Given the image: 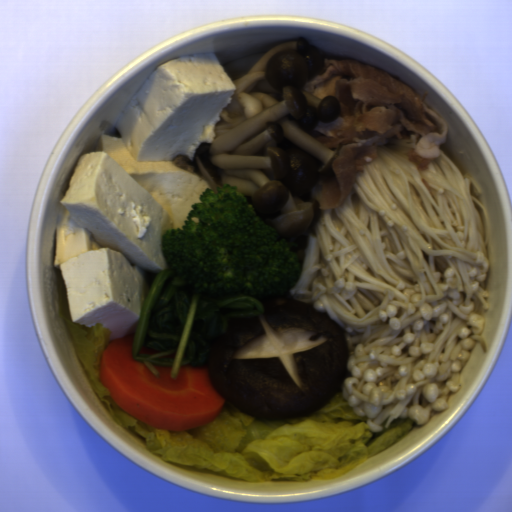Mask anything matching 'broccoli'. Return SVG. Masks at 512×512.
I'll return each mask as SVG.
<instances>
[{
  "mask_svg": "<svg viewBox=\"0 0 512 512\" xmlns=\"http://www.w3.org/2000/svg\"><path fill=\"white\" fill-rule=\"evenodd\" d=\"M182 228L160 237L163 262L196 290L271 299L299 282V252L229 184L206 188Z\"/></svg>",
  "mask_w": 512,
  "mask_h": 512,
  "instance_id": "broccoli-1",
  "label": "broccoli"
}]
</instances>
